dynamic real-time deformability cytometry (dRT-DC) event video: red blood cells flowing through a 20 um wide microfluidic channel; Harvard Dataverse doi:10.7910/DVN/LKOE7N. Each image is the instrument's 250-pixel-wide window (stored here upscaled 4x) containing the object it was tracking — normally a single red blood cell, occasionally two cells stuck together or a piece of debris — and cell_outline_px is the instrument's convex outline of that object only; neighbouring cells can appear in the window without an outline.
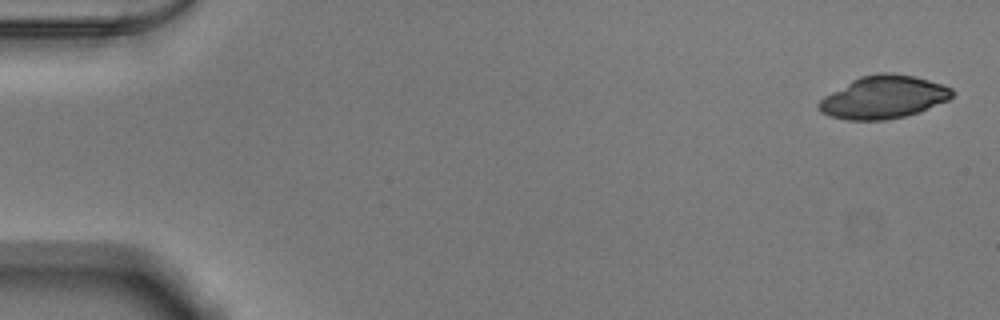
{"species": "Egyptian fruit bat (a non-hibernating species)", "species_latin": "Rousettus aegyptiacus", "temperature_condition": "warm", "stored_images_in_passage": 50, "camera_frame_rate_fps": 3000, "um_per_image_px": 0.085, "animal": {"sex": "male"}, "frame": {"image": 1, "passage_image": 1, "time_ms": 0.0, "image_size_px": [1000, 320], "cell_outline_px": [[956, 92], [948, 100], [920, 112], [904, 116], [884, 120], [848, 120], [828, 116], [820, 112], [816, 104], [824, 96], [852, 80], [860, 76], [880, 72], [892, 72], [912, 76], [944, 84], [952, 88]], "centroid_in_image_um": [75.1, 8.26], "position_along_channel_um": 9.9, "area_um2": 33.41}}